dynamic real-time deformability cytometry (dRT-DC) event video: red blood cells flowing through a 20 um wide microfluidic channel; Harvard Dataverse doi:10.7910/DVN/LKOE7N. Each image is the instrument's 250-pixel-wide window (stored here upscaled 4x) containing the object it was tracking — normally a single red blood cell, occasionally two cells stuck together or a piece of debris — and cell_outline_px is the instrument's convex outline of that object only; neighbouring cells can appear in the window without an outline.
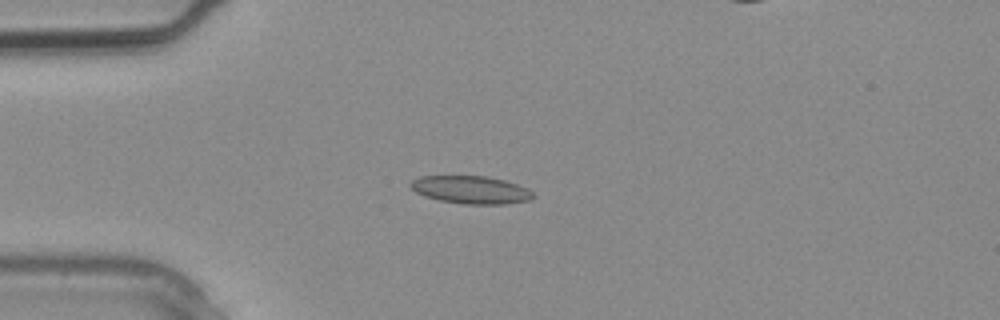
{"species": "common noctule bat (a hibernating species)", "species_latin": "Nyctalus noctula", "temperature_condition": "warm", "stored_images_in_passage": 2, "camera_frame_rate_fps": 3000, "um_per_image_px": 0.085, "animal": {"sex": "male", "body_mass_g": 20.4}, "frame": {"image": 1, "passage_image": 2, "time_ms": 0.333, "image_size_px": [1000, 320], "cell_outline_px": [[536, 196], [532, 200], [508, 204], [464, 204], [440, 200], [424, 196], [416, 192], [408, 184], [412, 180], [420, 176], [488, 176], [504, 180], [528, 188]], "centroid_in_image_um": [40.06, 16.13], "position_along_channel_um": 44.9, "area_um2": 20.0}}